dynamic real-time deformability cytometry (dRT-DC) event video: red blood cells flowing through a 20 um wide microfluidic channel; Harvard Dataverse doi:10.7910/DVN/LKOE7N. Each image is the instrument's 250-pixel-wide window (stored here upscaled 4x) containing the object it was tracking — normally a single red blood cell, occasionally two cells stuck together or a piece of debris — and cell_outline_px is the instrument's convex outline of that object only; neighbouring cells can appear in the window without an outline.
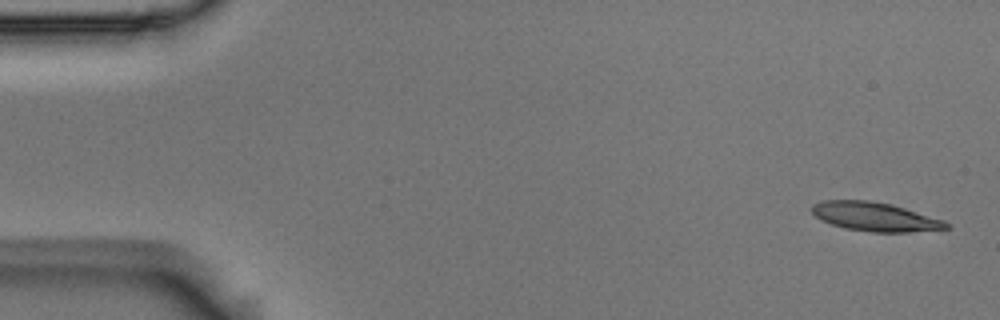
{"species": "Egyptian fruit bat (a non-hibernating species)", "species_latin": "Rousettus aegyptiacus", "temperature_condition": "room temperature", "stored_images_in_passage": 5, "camera_frame_rate_fps": 3000, "um_per_image_px": 0.085, "animal": {"sex": "male"}, "frame": {"image": 1, "passage_image": 1, "time_ms": 0.0, "image_size_px": [1000, 320], "cell_outline_px": [[948, 228], [908, 232], [872, 232], [844, 228], [820, 220], [812, 212], [812, 204], [820, 200], [868, 200], [892, 204], [944, 220], [948, 224]], "centroid_in_image_um": [74.33, 18.41], "position_along_channel_um": 10.7, "area_um2": 22.54}}